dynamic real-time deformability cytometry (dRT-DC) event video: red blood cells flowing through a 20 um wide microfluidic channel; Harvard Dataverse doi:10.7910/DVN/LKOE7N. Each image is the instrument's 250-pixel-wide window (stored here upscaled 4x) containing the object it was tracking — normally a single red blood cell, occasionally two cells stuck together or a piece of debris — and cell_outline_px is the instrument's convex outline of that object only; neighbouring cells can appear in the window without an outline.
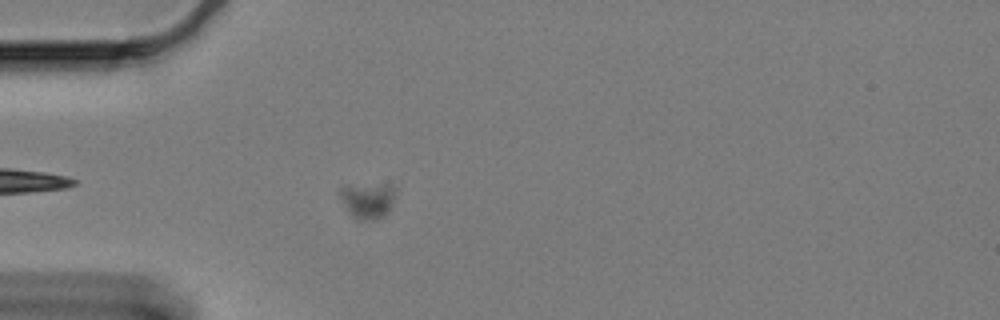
{"species": "Egyptian fruit bat (a non-hibernating species)", "species_latin": "Rousettus aegyptiacus", "temperature_condition": "cold", "stored_images_in_passage": 54, "camera_frame_rate_fps": 3000, "um_per_image_px": 0.085, "animal": {"sex": "female"}, "frame": {"image": 1, "passage_image": 5, "time_ms": 1.333, "image_size_px": [1000, 320], "cell_outline_px": [[396, 196], [388, 212], [380, 220], [356, 220], [348, 212], [340, 196], [340, 188], [384, 184], [392, 184], [396, 188]], "centroid_in_image_um": [31.33, 17.08], "position_along_channel_um": 53.7, "area_um2": 11.56}}
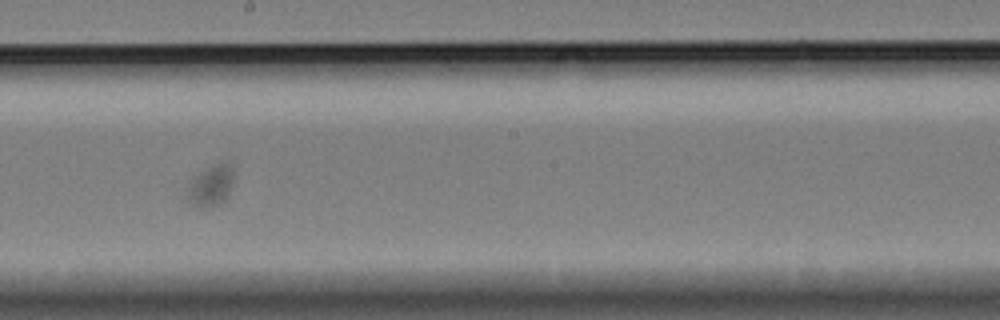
{"frame": {"image": 2, "passage_image": 26, "time_ms": 8.333, "image_size_px": [1000, 320], "cell_outline_px": [[232, 184], [228, 196], [220, 204], [212, 208], [200, 208], [184, 200], [196, 176], [220, 164], [228, 164], [232, 176]], "centroid_in_image_um": [17.91, 15.93], "position_along_channel_um": 230.3, "area_um2": 10.4}}
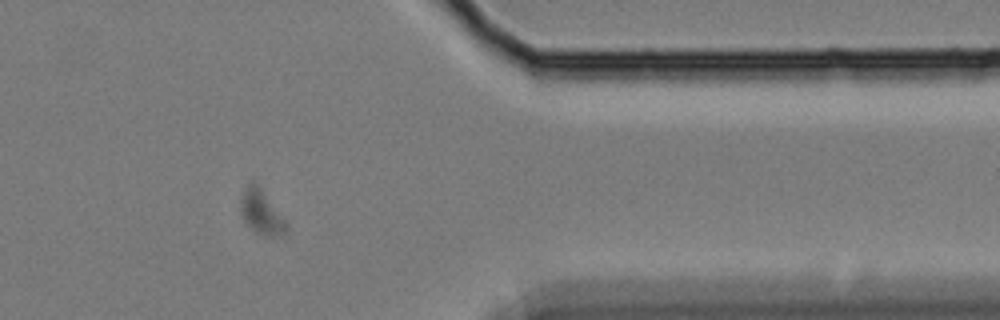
{"frame": {"image": 3, "passage_image": 46, "time_ms": 15.0, "image_size_px": [1000, 320], "cell_outline_px": [[288, 232], [272, 236], [268, 236], [256, 232], [244, 220], [240, 212], [240, 200], [244, 188], [252, 184], [256, 184], [260, 188], [288, 224]], "centroid_in_image_um": [22.21, 18.07], "position_along_channel_um": 389.2, "area_um2": 11.27}}